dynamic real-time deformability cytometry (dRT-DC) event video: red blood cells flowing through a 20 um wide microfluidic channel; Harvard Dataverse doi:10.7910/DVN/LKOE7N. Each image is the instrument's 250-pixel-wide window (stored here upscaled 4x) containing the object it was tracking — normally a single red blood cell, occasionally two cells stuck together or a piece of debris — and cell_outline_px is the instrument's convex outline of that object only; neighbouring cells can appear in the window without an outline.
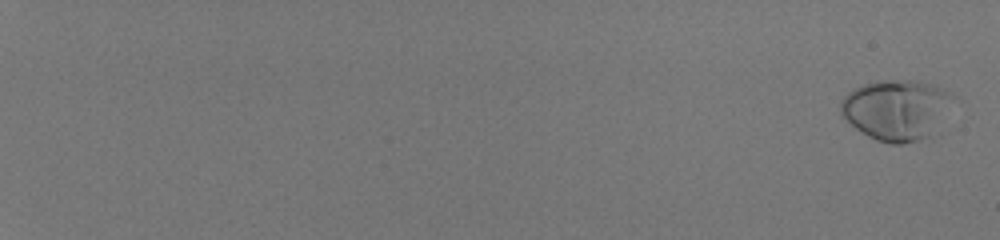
{"species": "human", "species_latin": "Homo sapiens", "temperature_condition": "room temperature", "stored_images_in_passage": 57, "camera_frame_rate_fps": 3000, "um_per_image_px": 0.085, "donor": {"sex": "male"}, "frame": {"image": 1, "passage_image": 2, "time_ms": 0.333, "image_size_px": [1000, 240], "cell_outline_px": [[952, 96], [928, 136], [916, 140], [900, 144], [892, 144], [876, 140], [868, 136], [856, 128], [840, 112], [840, 104], [844, 96], [848, 92], [864, 84], [884, 80], [916, 80], [928, 84], [948, 92]], "centroid_in_image_um": [76.07, 9.31], "position_along_channel_um": 8.9, "area_um2": 37.86}}
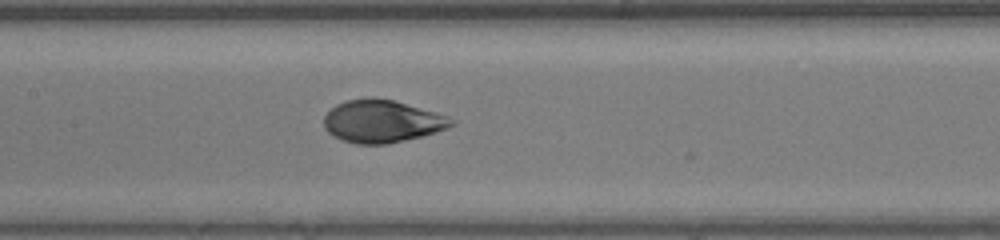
{"frame": {"image": 2, "passage_image": 35, "time_ms": 11.333, "image_size_px": [1000, 240], "cell_outline_px": [[456, 124], [448, 128], [424, 136], [388, 144], [356, 144], [344, 140], [328, 132], [324, 128], [324, 116], [336, 104], [348, 100], [372, 96], [392, 100], [436, 112], [456, 120]], "centroid_in_image_um": [32.5, 10.31], "position_along_channel_um": 174.9, "area_um2": 31.67}}
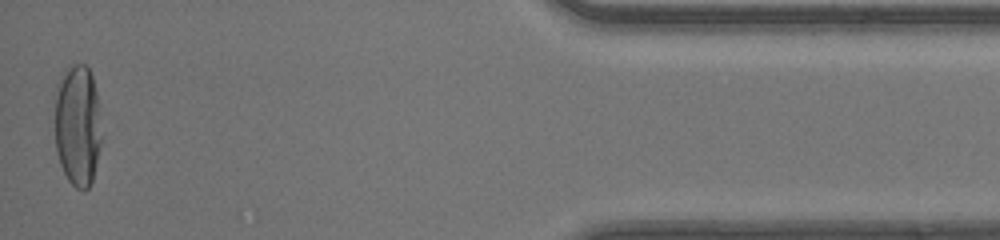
{"frame": {"image": 3, "passage_image": 57, "time_ms": 18.667, "image_size_px": [1000, 240], "cell_outline_px": [[100, 144], [92, 180], [88, 188], [84, 192], [76, 188], [68, 180], [60, 164], [56, 152], [56, 84], [60, 76], [68, 64], [84, 64], [88, 68], [92, 76], [96, 92], [100, 136]], "centroid_in_image_um": [6.57, 10.64], "position_along_channel_um": 428.6, "area_um2": 32.83}, "authors_computed_cell_mechanics": {"area_um2": 32.4258, "velocity_mm_per_s": 4.1485, "shape_relaxation_time_tau1_ms": 5.8745, "shape_relaxation_time_tau2_ms": null, "deformation_change_tau1": 0.245, "deformation_change_tau2": null}}